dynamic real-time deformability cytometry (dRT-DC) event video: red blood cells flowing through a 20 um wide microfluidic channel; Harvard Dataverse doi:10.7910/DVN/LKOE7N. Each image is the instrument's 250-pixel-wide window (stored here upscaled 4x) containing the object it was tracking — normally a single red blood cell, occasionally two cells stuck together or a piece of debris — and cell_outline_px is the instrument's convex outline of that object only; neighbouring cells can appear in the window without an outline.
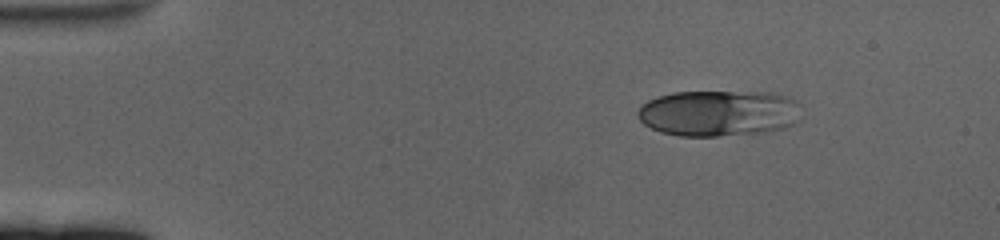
{"species": "human", "species_latin": "Homo sapiens", "temperature_condition": "cold", "stored_images_in_passage": 52, "camera_frame_rate_fps": 3000, "um_per_image_px": 0.085, "donor": {"sex": "female"}, "frame": {"image": 1, "passage_image": 1, "time_ms": 0.0, "image_size_px": [1000, 240], "cell_outline_px": [[800, 120], [796, 124], [784, 128], [764, 132], [716, 136], [680, 136], [660, 132], [644, 124], [636, 116], [636, 112], [640, 104], [656, 96], [672, 92], [772, 92], [788, 96], [800, 104]], "centroid_in_image_um": [61.09, 9.61], "position_along_channel_um": 23.9, "area_um2": 44.62}}
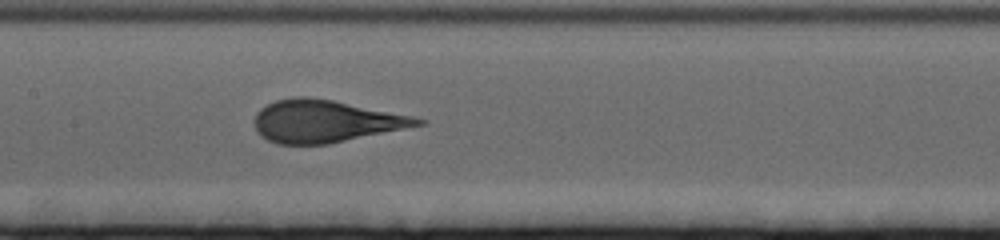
{"frame": {"image": 2, "passage_image": 22, "time_ms": 7.0, "image_size_px": [1000, 240], "cell_outline_px": [[428, 120], [424, 124], [328, 144], [276, 144], [260, 136], [256, 128], [256, 112], [260, 108], [276, 100], [296, 96], [308, 96], [332, 100], [412, 116]], "centroid_in_image_um": [27.62, 10.3], "position_along_channel_um": 179.8, "area_um2": 39.82}}
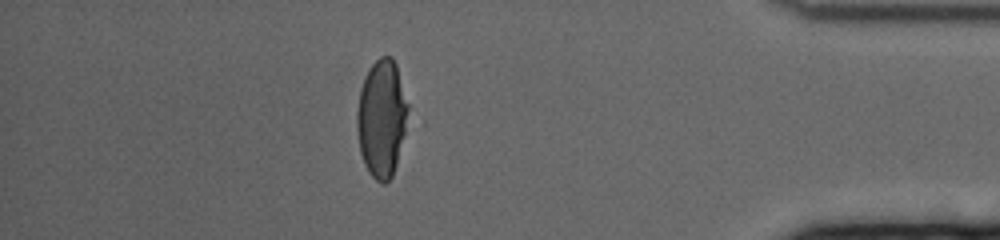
{"frame": {"image": 3, "passage_image": 45, "time_ms": 14.667, "image_size_px": [1000, 240], "cell_outline_px": [[416, 120], [392, 176], [384, 184], [380, 184], [368, 172], [364, 164], [360, 152], [356, 128], [356, 112], [360, 88], [364, 76], [372, 64], [380, 56], [392, 56], [396, 64]], "centroid_in_image_um": [32.56, 10.09], "position_along_channel_um": 402.6, "area_um2": 37.63}, "authors_computed_cell_mechanics": {"area_um2": 40.6045, "velocity_mm_per_s": 3.3705, "shape_relaxation_time_tau1_ms": 3.8497, "shape_relaxation_time_tau2_ms": null, "deformation_change_tau1": 0.1709, "deformation_change_tau2": null}}